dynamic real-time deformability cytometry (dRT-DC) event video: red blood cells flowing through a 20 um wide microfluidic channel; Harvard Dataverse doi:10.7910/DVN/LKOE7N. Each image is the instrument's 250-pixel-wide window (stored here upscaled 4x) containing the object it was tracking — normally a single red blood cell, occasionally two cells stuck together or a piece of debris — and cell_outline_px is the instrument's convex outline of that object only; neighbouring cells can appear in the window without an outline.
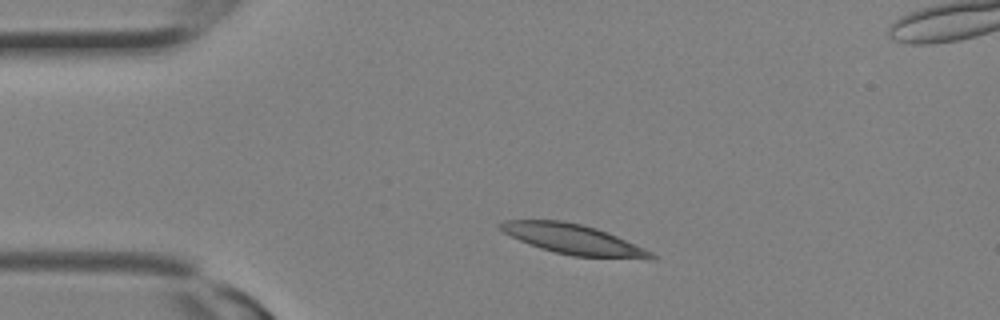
{"species": "Egyptian fruit bat (a non-hibernating species)", "species_latin": "Rousettus aegyptiacus", "temperature_condition": "room temperature", "stored_images_in_passage": 2, "camera_frame_rate_fps": 3000, "um_per_image_px": 0.085, "animal": {"sex": "female"}, "frame": {"image": 1, "passage_image": 1, "time_ms": 0.0, "image_size_px": [1000, 320], "cell_outline_px": [[656, 260], [648, 260], [572, 256], [540, 248], [520, 240], [496, 228], [496, 224], [504, 220], [564, 220], [596, 228], [608, 232], [644, 248], [652, 252], [656, 256]], "centroid_in_image_um": [48.77, 20.35], "position_along_channel_um": 36.2, "area_um2": 26.65}}